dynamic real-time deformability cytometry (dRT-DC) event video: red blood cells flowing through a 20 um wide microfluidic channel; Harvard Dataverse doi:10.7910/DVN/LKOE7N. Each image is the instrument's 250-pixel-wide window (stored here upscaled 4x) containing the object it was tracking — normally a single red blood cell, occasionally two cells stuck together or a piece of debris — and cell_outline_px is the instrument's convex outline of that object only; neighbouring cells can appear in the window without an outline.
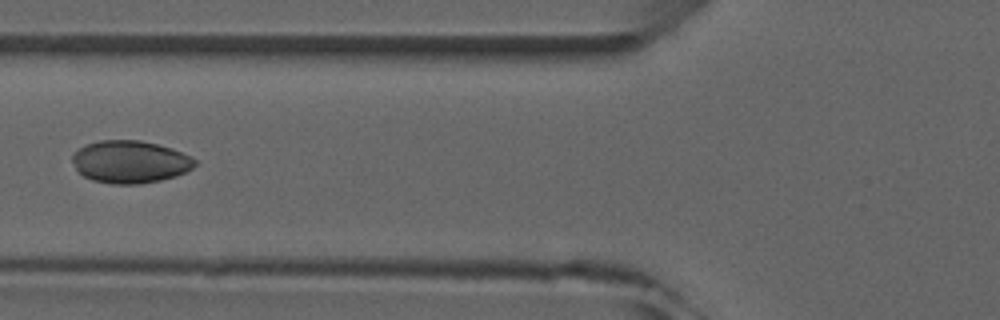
{"species": "common noctule bat (a hibernating species)", "species_latin": "Nyctalus noctula", "temperature_condition": "room temperature", "stored_images_in_passage": 6, "camera_frame_rate_fps": 3000, "um_per_image_px": 0.085, "animal": {"sex": "male", "forearm_length_mm": 52.5}, "frame": {"image": 1, "passage_image": 5, "time_ms": 5.333, "image_size_px": [1000, 320], "cell_outline_px": [[196, 164], [192, 168], [176, 176], [160, 180], [140, 184], [112, 184], [92, 180], [84, 176], [76, 168], [72, 160], [72, 156], [80, 148], [88, 144], [100, 140], [140, 140], [172, 148], [192, 156], [196, 160]], "centroid_in_image_um": [11.08, 13.76], "position_along_channel_um": 114.7, "area_um2": 30.23}}
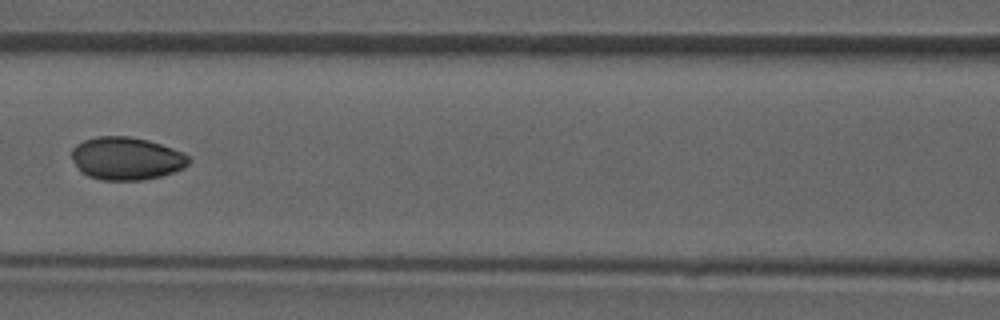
{"frame": {"image": 2, "passage_image": 6, "time_ms": 6.333, "image_size_px": [1000, 320], "cell_outline_px": [[192, 160], [184, 168], [160, 176], [140, 180], [100, 180], [88, 176], [80, 172], [72, 160], [72, 148], [76, 144], [84, 140], [96, 136], [128, 136], [148, 140], [184, 152]], "centroid_in_image_um": [10.73, 13.47], "position_along_channel_um": 155.9, "area_um2": 29.36}}